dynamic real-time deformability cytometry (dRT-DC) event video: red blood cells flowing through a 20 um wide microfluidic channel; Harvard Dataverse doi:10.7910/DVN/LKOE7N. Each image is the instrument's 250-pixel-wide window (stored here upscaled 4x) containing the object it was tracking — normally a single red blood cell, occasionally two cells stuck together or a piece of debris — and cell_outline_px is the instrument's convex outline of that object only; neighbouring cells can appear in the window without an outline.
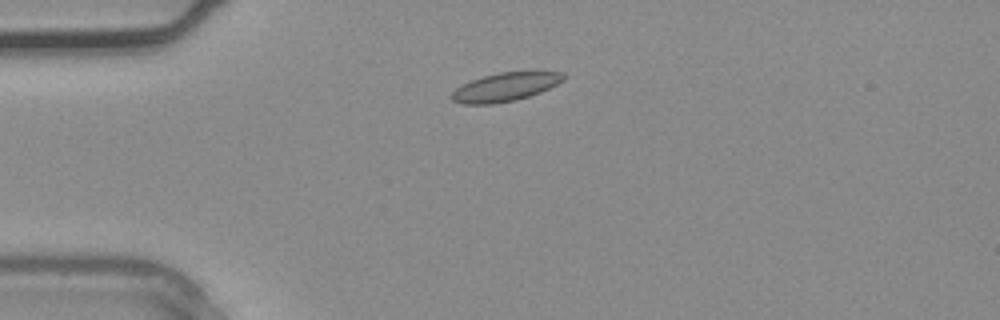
{"species": "common noctule bat (a hibernating species)", "species_latin": "Nyctalus noctula", "temperature_condition": "warm", "stored_images_in_passage": 34, "camera_frame_rate_fps": 3000, "um_per_image_px": 0.085, "animal": {"sex": "male", "body_mass_g": 20.4}, "frame": {"image": 1, "passage_image": 6, "time_ms": 1.667, "image_size_px": [1000, 320], "cell_outline_px": [[564, 80], [540, 92], [516, 100], [492, 104], [460, 104], [452, 100], [448, 96], [456, 88], [472, 80], [484, 76], [500, 72], [564, 72]], "centroid_in_image_um": [42.89, 7.41], "position_along_channel_um": 42.1, "area_um2": 18.38}}
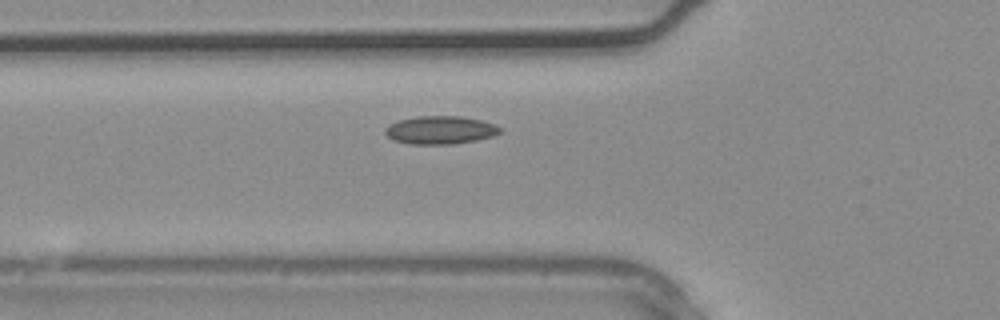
{"frame": {"image": 2, "passage_image": 10, "time_ms": 3.0, "image_size_px": [1000, 320], "cell_outline_px": [[500, 132], [492, 136], [476, 140], [452, 144], [408, 144], [392, 140], [384, 132], [384, 128], [400, 120], [416, 116], [460, 116], [480, 120], [496, 124], [500, 128]], "centroid_in_image_um": [37.4, 11.06], "position_along_channel_um": 88.4, "area_um2": 18.73}}